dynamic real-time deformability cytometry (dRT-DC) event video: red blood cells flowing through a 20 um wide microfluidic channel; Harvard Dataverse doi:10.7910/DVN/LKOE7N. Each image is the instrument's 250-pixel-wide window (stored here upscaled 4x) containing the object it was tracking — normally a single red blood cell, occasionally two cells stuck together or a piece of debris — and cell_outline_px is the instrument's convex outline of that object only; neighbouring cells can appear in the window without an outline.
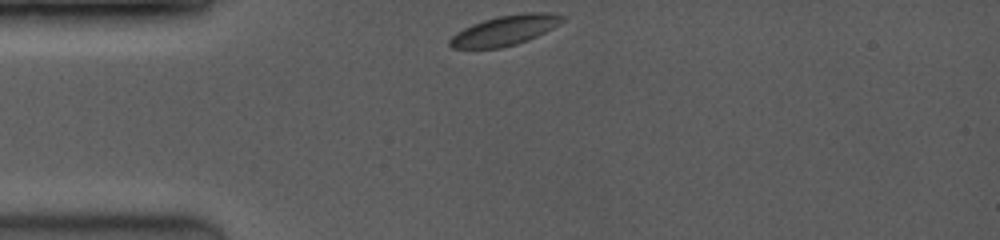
{"species": "common noctule bat (a hibernating species)", "species_latin": "Nyctalus noctula", "temperature_condition": "room temperature", "stored_images_in_passage": 49, "camera_frame_rate_fps": 3500, "um_per_image_px": 0.085, "animal": {"sex": "female", "body_mass_g": 19.0, "forearm_length_mm": 53.3}, "frame": {"image": 1, "passage_image": 1, "time_ms": 0.0, "image_size_px": [1000, 240], "cell_outline_px": [[568, 16], [560, 24], [528, 40], [516, 44], [500, 48], [452, 48], [448, 44], [448, 40], [456, 32], [472, 24], [496, 16], [524, 12], [552, 12]], "centroid_in_image_um": [42.95, 2.56], "position_along_channel_um": 42.1, "area_um2": 19.83}}
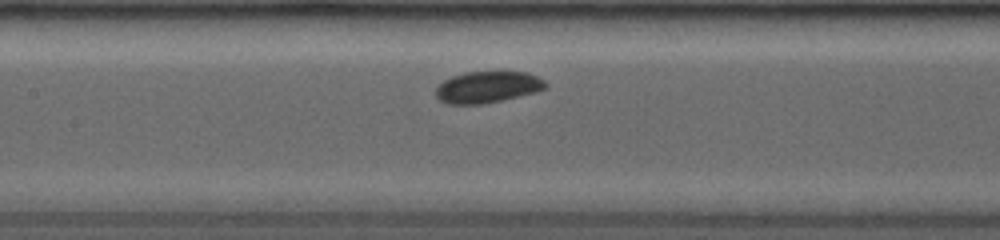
{"frame": {"image": 2, "passage_image": 23, "time_ms": 3.714, "image_size_px": [1000, 240], "cell_outline_px": [[548, 84], [544, 88], [536, 92], [484, 104], [448, 104], [440, 100], [436, 96], [436, 88], [444, 80], [452, 76], [464, 72], [500, 68], [528, 72], [544, 80]], "centroid_in_image_um": [41.47, 7.34], "position_along_channel_um": 165.9, "area_um2": 20.98}}
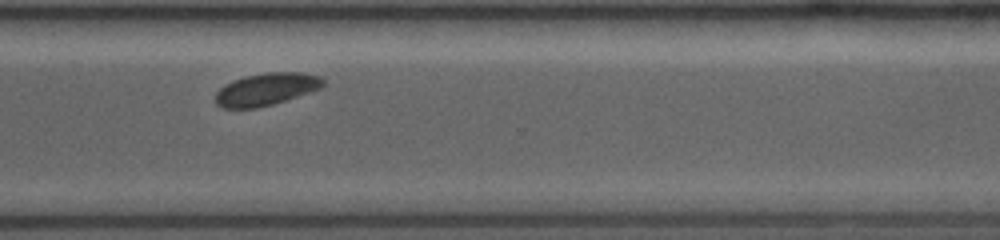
{"frame": {"image": 3, "passage_image": 48, "time_ms": 8.286, "image_size_px": [1000, 240], "cell_outline_px": [[324, 84], [320, 88], [272, 104], [256, 108], [224, 108], [216, 104], [216, 92], [224, 84], [232, 80], [244, 76], [264, 72], [300, 72], [320, 76], [324, 80]], "centroid_in_image_um": [22.59, 7.57], "position_along_channel_um": 348.0, "area_um2": 20.17}}